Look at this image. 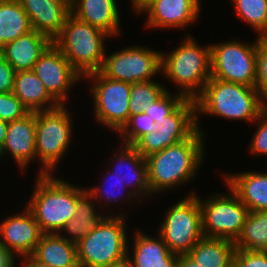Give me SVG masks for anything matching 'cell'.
Segmentation results:
<instances>
[{"label": "cell", "mask_w": 267, "mask_h": 267, "mask_svg": "<svg viewBox=\"0 0 267 267\" xmlns=\"http://www.w3.org/2000/svg\"><path fill=\"white\" fill-rule=\"evenodd\" d=\"M53 43L47 36L32 29L5 44L0 53L16 72L31 71L46 49Z\"/></svg>", "instance_id": "22"}, {"label": "cell", "mask_w": 267, "mask_h": 267, "mask_svg": "<svg viewBox=\"0 0 267 267\" xmlns=\"http://www.w3.org/2000/svg\"><path fill=\"white\" fill-rule=\"evenodd\" d=\"M18 261L16 262V266H20V267H52L50 265L44 264L38 260H36L32 255H26V256H22L20 257V259L18 258Z\"/></svg>", "instance_id": "41"}, {"label": "cell", "mask_w": 267, "mask_h": 267, "mask_svg": "<svg viewBox=\"0 0 267 267\" xmlns=\"http://www.w3.org/2000/svg\"><path fill=\"white\" fill-rule=\"evenodd\" d=\"M223 174V182L250 212L267 210V174L258 171Z\"/></svg>", "instance_id": "23"}, {"label": "cell", "mask_w": 267, "mask_h": 267, "mask_svg": "<svg viewBox=\"0 0 267 267\" xmlns=\"http://www.w3.org/2000/svg\"><path fill=\"white\" fill-rule=\"evenodd\" d=\"M31 255L52 267H79L77 245L59 233H44Z\"/></svg>", "instance_id": "26"}, {"label": "cell", "mask_w": 267, "mask_h": 267, "mask_svg": "<svg viewBox=\"0 0 267 267\" xmlns=\"http://www.w3.org/2000/svg\"><path fill=\"white\" fill-rule=\"evenodd\" d=\"M106 171V176H108L106 178H101L102 182H99V186L95 185L92 188L88 186L86 189L93 195L94 199L99 205L100 210L102 209L106 215H115V212H110V206L117 208L116 204H118L117 206L119 207V204L121 203V206L127 201L129 204L131 201L134 202L135 199L137 200L138 198L126 187L123 181H121L117 176L113 175V172L110 170V168H108ZM106 207L107 209H110L107 212L104 209Z\"/></svg>", "instance_id": "28"}, {"label": "cell", "mask_w": 267, "mask_h": 267, "mask_svg": "<svg viewBox=\"0 0 267 267\" xmlns=\"http://www.w3.org/2000/svg\"><path fill=\"white\" fill-rule=\"evenodd\" d=\"M235 16L256 31L259 37H267V0H232Z\"/></svg>", "instance_id": "31"}, {"label": "cell", "mask_w": 267, "mask_h": 267, "mask_svg": "<svg viewBox=\"0 0 267 267\" xmlns=\"http://www.w3.org/2000/svg\"><path fill=\"white\" fill-rule=\"evenodd\" d=\"M185 100L183 95L168 90L159 100L147 105L145 113L160 126L165 117L171 115Z\"/></svg>", "instance_id": "34"}, {"label": "cell", "mask_w": 267, "mask_h": 267, "mask_svg": "<svg viewBox=\"0 0 267 267\" xmlns=\"http://www.w3.org/2000/svg\"><path fill=\"white\" fill-rule=\"evenodd\" d=\"M12 93L30 112L51 110L60 106L33 70L16 72Z\"/></svg>", "instance_id": "25"}, {"label": "cell", "mask_w": 267, "mask_h": 267, "mask_svg": "<svg viewBox=\"0 0 267 267\" xmlns=\"http://www.w3.org/2000/svg\"><path fill=\"white\" fill-rule=\"evenodd\" d=\"M33 71L60 105H67L71 89L83 80L53 43L35 63Z\"/></svg>", "instance_id": "14"}, {"label": "cell", "mask_w": 267, "mask_h": 267, "mask_svg": "<svg viewBox=\"0 0 267 267\" xmlns=\"http://www.w3.org/2000/svg\"><path fill=\"white\" fill-rule=\"evenodd\" d=\"M8 122L0 119V144L3 145L6 140Z\"/></svg>", "instance_id": "44"}, {"label": "cell", "mask_w": 267, "mask_h": 267, "mask_svg": "<svg viewBox=\"0 0 267 267\" xmlns=\"http://www.w3.org/2000/svg\"><path fill=\"white\" fill-rule=\"evenodd\" d=\"M31 30L28 15L19 0L0 1V49Z\"/></svg>", "instance_id": "29"}, {"label": "cell", "mask_w": 267, "mask_h": 267, "mask_svg": "<svg viewBox=\"0 0 267 267\" xmlns=\"http://www.w3.org/2000/svg\"><path fill=\"white\" fill-rule=\"evenodd\" d=\"M167 91L163 84L155 80L132 83L129 97L130 116L145 112L147 105L159 100Z\"/></svg>", "instance_id": "32"}, {"label": "cell", "mask_w": 267, "mask_h": 267, "mask_svg": "<svg viewBox=\"0 0 267 267\" xmlns=\"http://www.w3.org/2000/svg\"><path fill=\"white\" fill-rule=\"evenodd\" d=\"M73 115L66 105L36 112L35 150L38 175L53 174L71 146Z\"/></svg>", "instance_id": "7"}, {"label": "cell", "mask_w": 267, "mask_h": 267, "mask_svg": "<svg viewBox=\"0 0 267 267\" xmlns=\"http://www.w3.org/2000/svg\"><path fill=\"white\" fill-rule=\"evenodd\" d=\"M185 140L146 157L148 184L152 196L189 184L197 177L206 157V133L201 124ZM202 163V164H201ZM201 166V167H200Z\"/></svg>", "instance_id": "1"}, {"label": "cell", "mask_w": 267, "mask_h": 267, "mask_svg": "<svg viewBox=\"0 0 267 267\" xmlns=\"http://www.w3.org/2000/svg\"><path fill=\"white\" fill-rule=\"evenodd\" d=\"M235 267H267V251L236 249Z\"/></svg>", "instance_id": "38"}, {"label": "cell", "mask_w": 267, "mask_h": 267, "mask_svg": "<svg viewBox=\"0 0 267 267\" xmlns=\"http://www.w3.org/2000/svg\"><path fill=\"white\" fill-rule=\"evenodd\" d=\"M196 129V102L186 99L156 131L142 135L132 146L146 158L187 139Z\"/></svg>", "instance_id": "13"}, {"label": "cell", "mask_w": 267, "mask_h": 267, "mask_svg": "<svg viewBox=\"0 0 267 267\" xmlns=\"http://www.w3.org/2000/svg\"><path fill=\"white\" fill-rule=\"evenodd\" d=\"M255 88L257 89L263 104L267 107V37H259L258 35Z\"/></svg>", "instance_id": "35"}, {"label": "cell", "mask_w": 267, "mask_h": 267, "mask_svg": "<svg viewBox=\"0 0 267 267\" xmlns=\"http://www.w3.org/2000/svg\"><path fill=\"white\" fill-rule=\"evenodd\" d=\"M161 74L176 85L177 93L195 100L211 78L210 44L203 46L185 35L169 53L161 51Z\"/></svg>", "instance_id": "2"}, {"label": "cell", "mask_w": 267, "mask_h": 267, "mask_svg": "<svg viewBox=\"0 0 267 267\" xmlns=\"http://www.w3.org/2000/svg\"><path fill=\"white\" fill-rule=\"evenodd\" d=\"M22 210L0 222V245L17 258L31 255L44 234L30 210Z\"/></svg>", "instance_id": "16"}, {"label": "cell", "mask_w": 267, "mask_h": 267, "mask_svg": "<svg viewBox=\"0 0 267 267\" xmlns=\"http://www.w3.org/2000/svg\"><path fill=\"white\" fill-rule=\"evenodd\" d=\"M257 38L211 43V78L255 87Z\"/></svg>", "instance_id": "11"}, {"label": "cell", "mask_w": 267, "mask_h": 267, "mask_svg": "<svg viewBox=\"0 0 267 267\" xmlns=\"http://www.w3.org/2000/svg\"><path fill=\"white\" fill-rule=\"evenodd\" d=\"M201 0H153L139 15L145 14L146 29H184L200 17Z\"/></svg>", "instance_id": "15"}, {"label": "cell", "mask_w": 267, "mask_h": 267, "mask_svg": "<svg viewBox=\"0 0 267 267\" xmlns=\"http://www.w3.org/2000/svg\"><path fill=\"white\" fill-rule=\"evenodd\" d=\"M153 0H130V5L132 6L133 12L138 15L148 4Z\"/></svg>", "instance_id": "43"}, {"label": "cell", "mask_w": 267, "mask_h": 267, "mask_svg": "<svg viewBox=\"0 0 267 267\" xmlns=\"http://www.w3.org/2000/svg\"><path fill=\"white\" fill-rule=\"evenodd\" d=\"M120 212L106 215L77 245L79 267H110L127 259V219Z\"/></svg>", "instance_id": "5"}, {"label": "cell", "mask_w": 267, "mask_h": 267, "mask_svg": "<svg viewBox=\"0 0 267 267\" xmlns=\"http://www.w3.org/2000/svg\"><path fill=\"white\" fill-rule=\"evenodd\" d=\"M99 72L108 79L137 83L161 75V52L138 44L106 53Z\"/></svg>", "instance_id": "12"}, {"label": "cell", "mask_w": 267, "mask_h": 267, "mask_svg": "<svg viewBox=\"0 0 267 267\" xmlns=\"http://www.w3.org/2000/svg\"><path fill=\"white\" fill-rule=\"evenodd\" d=\"M225 187L229 193L215 192L204 199L198 196L202 213V231L207 238L236 242L250 211L228 186Z\"/></svg>", "instance_id": "9"}, {"label": "cell", "mask_w": 267, "mask_h": 267, "mask_svg": "<svg viewBox=\"0 0 267 267\" xmlns=\"http://www.w3.org/2000/svg\"><path fill=\"white\" fill-rule=\"evenodd\" d=\"M90 81V93L94 103L93 116L98 125L116 134L129 121V97L131 83L108 79L99 71L92 72L83 77Z\"/></svg>", "instance_id": "10"}, {"label": "cell", "mask_w": 267, "mask_h": 267, "mask_svg": "<svg viewBox=\"0 0 267 267\" xmlns=\"http://www.w3.org/2000/svg\"><path fill=\"white\" fill-rule=\"evenodd\" d=\"M30 113L29 109L11 92L0 93V119L12 122Z\"/></svg>", "instance_id": "36"}, {"label": "cell", "mask_w": 267, "mask_h": 267, "mask_svg": "<svg viewBox=\"0 0 267 267\" xmlns=\"http://www.w3.org/2000/svg\"><path fill=\"white\" fill-rule=\"evenodd\" d=\"M4 155H3V151H2V145L0 144V161L1 159H3Z\"/></svg>", "instance_id": "46"}, {"label": "cell", "mask_w": 267, "mask_h": 267, "mask_svg": "<svg viewBox=\"0 0 267 267\" xmlns=\"http://www.w3.org/2000/svg\"><path fill=\"white\" fill-rule=\"evenodd\" d=\"M235 247L242 250L267 251V210L248 214Z\"/></svg>", "instance_id": "30"}, {"label": "cell", "mask_w": 267, "mask_h": 267, "mask_svg": "<svg viewBox=\"0 0 267 267\" xmlns=\"http://www.w3.org/2000/svg\"><path fill=\"white\" fill-rule=\"evenodd\" d=\"M36 112L8 123L6 140L2 145L3 155L14 160L18 169L26 173L32 162L36 161L35 150ZM35 160V161H34Z\"/></svg>", "instance_id": "18"}, {"label": "cell", "mask_w": 267, "mask_h": 267, "mask_svg": "<svg viewBox=\"0 0 267 267\" xmlns=\"http://www.w3.org/2000/svg\"><path fill=\"white\" fill-rule=\"evenodd\" d=\"M17 257L0 245V267H17Z\"/></svg>", "instance_id": "40"}, {"label": "cell", "mask_w": 267, "mask_h": 267, "mask_svg": "<svg viewBox=\"0 0 267 267\" xmlns=\"http://www.w3.org/2000/svg\"><path fill=\"white\" fill-rule=\"evenodd\" d=\"M110 37L103 30L79 20L70 13L53 44L84 77L100 70L108 52L105 41L112 39Z\"/></svg>", "instance_id": "6"}, {"label": "cell", "mask_w": 267, "mask_h": 267, "mask_svg": "<svg viewBox=\"0 0 267 267\" xmlns=\"http://www.w3.org/2000/svg\"><path fill=\"white\" fill-rule=\"evenodd\" d=\"M177 267H200V264L188 254H181L178 258Z\"/></svg>", "instance_id": "42"}, {"label": "cell", "mask_w": 267, "mask_h": 267, "mask_svg": "<svg viewBox=\"0 0 267 267\" xmlns=\"http://www.w3.org/2000/svg\"><path fill=\"white\" fill-rule=\"evenodd\" d=\"M253 123H255L256 130L253 133L248 150L252 154L251 156L267 157V108Z\"/></svg>", "instance_id": "37"}, {"label": "cell", "mask_w": 267, "mask_h": 267, "mask_svg": "<svg viewBox=\"0 0 267 267\" xmlns=\"http://www.w3.org/2000/svg\"><path fill=\"white\" fill-rule=\"evenodd\" d=\"M135 231L127 251V260L132 267H177L179 255L172 253L158 234L155 238L141 229Z\"/></svg>", "instance_id": "20"}, {"label": "cell", "mask_w": 267, "mask_h": 267, "mask_svg": "<svg viewBox=\"0 0 267 267\" xmlns=\"http://www.w3.org/2000/svg\"><path fill=\"white\" fill-rule=\"evenodd\" d=\"M120 145L119 151L117 147V150H114V156L108 160V168H111L113 175L123 181L137 198H140L138 199L140 203L145 197L153 198L148 184L146 158L132 145Z\"/></svg>", "instance_id": "17"}, {"label": "cell", "mask_w": 267, "mask_h": 267, "mask_svg": "<svg viewBox=\"0 0 267 267\" xmlns=\"http://www.w3.org/2000/svg\"><path fill=\"white\" fill-rule=\"evenodd\" d=\"M235 251L233 241L203 237L188 255L200 264V267H232Z\"/></svg>", "instance_id": "27"}, {"label": "cell", "mask_w": 267, "mask_h": 267, "mask_svg": "<svg viewBox=\"0 0 267 267\" xmlns=\"http://www.w3.org/2000/svg\"><path fill=\"white\" fill-rule=\"evenodd\" d=\"M195 102L196 123L203 115L253 123L267 108L255 87L214 78L205 84Z\"/></svg>", "instance_id": "3"}, {"label": "cell", "mask_w": 267, "mask_h": 267, "mask_svg": "<svg viewBox=\"0 0 267 267\" xmlns=\"http://www.w3.org/2000/svg\"><path fill=\"white\" fill-rule=\"evenodd\" d=\"M189 192L191 193L167 208L157 229V234L167 244L169 250L177 255L188 254L204 237L199 194L194 191Z\"/></svg>", "instance_id": "8"}, {"label": "cell", "mask_w": 267, "mask_h": 267, "mask_svg": "<svg viewBox=\"0 0 267 267\" xmlns=\"http://www.w3.org/2000/svg\"><path fill=\"white\" fill-rule=\"evenodd\" d=\"M117 4V0H70V9L71 14L79 20L115 38L121 34L122 29V15Z\"/></svg>", "instance_id": "21"}, {"label": "cell", "mask_w": 267, "mask_h": 267, "mask_svg": "<svg viewBox=\"0 0 267 267\" xmlns=\"http://www.w3.org/2000/svg\"><path fill=\"white\" fill-rule=\"evenodd\" d=\"M16 71L0 53V93H11Z\"/></svg>", "instance_id": "39"}, {"label": "cell", "mask_w": 267, "mask_h": 267, "mask_svg": "<svg viewBox=\"0 0 267 267\" xmlns=\"http://www.w3.org/2000/svg\"><path fill=\"white\" fill-rule=\"evenodd\" d=\"M94 203L97 202L93 195L85 189L77 198L75 215L64 225L59 234L74 244L83 239L106 216L100 208H97L98 204Z\"/></svg>", "instance_id": "24"}, {"label": "cell", "mask_w": 267, "mask_h": 267, "mask_svg": "<svg viewBox=\"0 0 267 267\" xmlns=\"http://www.w3.org/2000/svg\"><path fill=\"white\" fill-rule=\"evenodd\" d=\"M110 267H132L131 264L129 263V261L126 259L120 263H117V264H113L112 266Z\"/></svg>", "instance_id": "45"}, {"label": "cell", "mask_w": 267, "mask_h": 267, "mask_svg": "<svg viewBox=\"0 0 267 267\" xmlns=\"http://www.w3.org/2000/svg\"><path fill=\"white\" fill-rule=\"evenodd\" d=\"M157 125L145 112L130 116L129 121L117 133L120 143L133 145L142 135L156 131ZM123 140V141H122Z\"/></svg>", "instance_id": "33"}, {"label": "cell", "mask_w": 267, "mask_h": 267, "mask_svg": "<svg viewBox=\"0 0 267 267\" xmlns=\"http://www.w3.org/2000/svg\"><path fill=\"white\" fill-rule=\"evenodd\" d=\"M32 29L52 41L60 34L71 13L70 0H19Z\"/></svg>", "instance_id": "19"}, {"label": "cell", "mask_w": 267, "mask_h": 267, "mask_svg": "<svg viewBox=\"0 0 267 267\" xmlns=\"http://www.w3.org/2000/svg\"><path fill=\"white\" fill-rule=\"evenodd\" d=\"M33 193L26 207L43 233H59L75 215L77 198L86 187L49 175H36Z\"/></svg>", "instance_id": "4"}]
</instances>
